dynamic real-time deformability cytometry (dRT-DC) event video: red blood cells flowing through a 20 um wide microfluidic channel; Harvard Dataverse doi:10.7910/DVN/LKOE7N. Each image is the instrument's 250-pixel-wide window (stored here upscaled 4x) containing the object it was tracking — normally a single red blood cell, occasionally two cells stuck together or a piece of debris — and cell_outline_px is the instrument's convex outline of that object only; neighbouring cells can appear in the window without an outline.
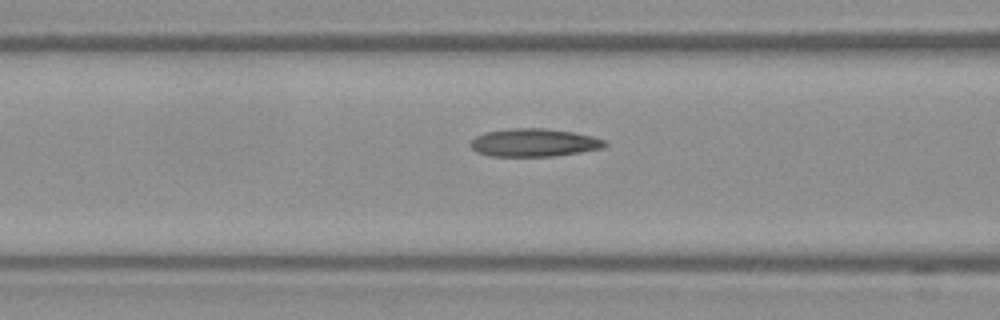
{"species": "Egyptian fruit bat (a non-hibernating species)", "species_latin": "Rousettus aegyptiacus", "temperature_condition": "warm", "stored_images_in_passage": 15, "camera_frame_rate_fps": 3000, "um_per_image_px": 0.085, "frame": {"image": 1, "passage_image": 13, "time_ms": 4.0, "image_size_px": [1000, 320], "cell_outline_px": [[608, 144], [604, 148], [556, 156], [488, 156], [476, 152], [468, 144], [476, 136], [484, 132], [508, 128], [544, 128], [572, 132], [592, 136], [604, 140]], "centroid_in_image_um": [45.36, 12.12], "position_along_channel_um": 121.2, "area_um2": 22.08}}